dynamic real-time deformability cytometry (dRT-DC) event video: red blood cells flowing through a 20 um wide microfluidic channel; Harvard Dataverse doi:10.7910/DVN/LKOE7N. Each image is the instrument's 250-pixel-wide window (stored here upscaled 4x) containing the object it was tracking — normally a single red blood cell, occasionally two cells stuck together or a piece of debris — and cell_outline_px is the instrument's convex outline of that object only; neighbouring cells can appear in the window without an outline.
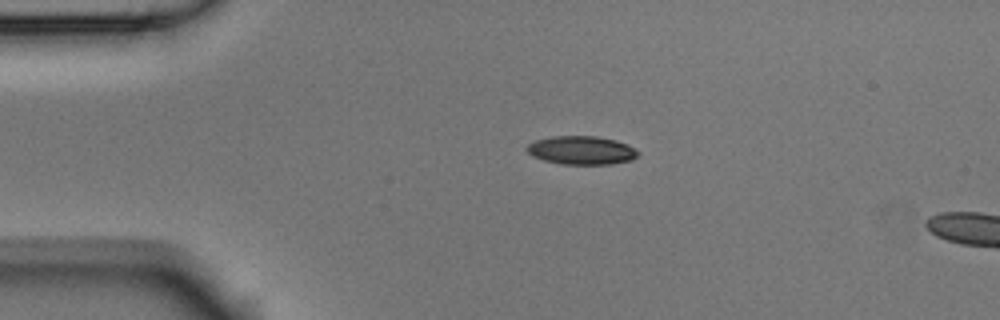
{"species": "Egyptian fruit bat (a non-hibernating species)", "species_latin": "Rousettus aegyptiacus", "temperature_condition": "room temperature", "stored_images_in_passage": 4, "segment_of_instrument_passage": [1, 2], "camera_frame_rate_fps": 3000, "um_per_image_px": 0.085, "animal": {"sex": "male"}, "frame": {"image": 1, "passage_image": 3, "time_ms": 0.667, "image_size_px": [1000, 320], "cell_outline_px": [[640, 152], [632, 160], [612, 164], [560, 164], [544, 160], [532, 156], [524, 148], [528, 144], [536, 140], [552, 136], [596, 136], [616, 140], [628, 144], [636, 148]], "centroid_in_image_um": [49.44, 12.77], "position_along_channel_um": 35.6, "area_um2": 18.61}}